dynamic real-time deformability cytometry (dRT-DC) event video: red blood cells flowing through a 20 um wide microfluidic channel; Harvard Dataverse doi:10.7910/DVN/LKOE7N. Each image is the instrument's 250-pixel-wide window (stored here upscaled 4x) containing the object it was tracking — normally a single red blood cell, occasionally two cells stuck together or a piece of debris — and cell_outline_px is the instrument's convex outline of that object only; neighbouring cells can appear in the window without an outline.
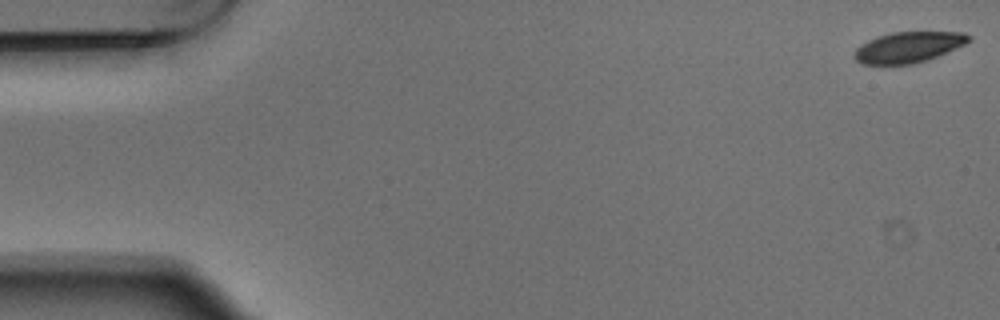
{"species": "Egyptian fruit bat (a non-hibernating species)", "species_latin": "Rousettus aegyptiacus", "temperature_condition": "warm", "stored_images_in_passage": 6, "camera_frame_rate_fps": 3000, "um_per_image_px": 0.085, "animal": {"sex": "male"}, "frame": {"image": 1, "passage_image": 1, "time_ms": 0.0, "image_size_px": [1000, 320], "cell_outline_px": [[972, 40], [964, 44], [928, 60], [912, 64], [864, 64], [856, 60], [852, 56], [856, 48], [860, 44], [868, 40], [892, 32], [964, 32], [972, 36]], "centroid_in_image_um": [77.21, 4.01], "position_along_channel_um": 7.8, "area_um2": 20.46}}
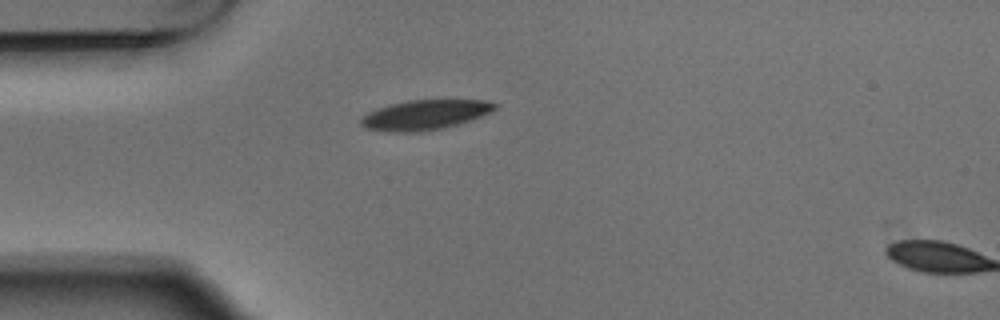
{"frame": {"image": 2, "passage_image": 5, "time_ms": 1.333, "image_size_px": [1000, 320], "cell_outline_px": [[496, 108], [480, 116], [456, 124], [440, 128], [416, 132], [392, 132], [364, 128], [360, 124], [360, 120], [368, 112], [376, 108], [408, 100], [484, 100], [496, 104]], "centroid_in_image_um": [36.05, 9.76], "position_along_channel_um": 49.0, "area_um2": 22.83}}